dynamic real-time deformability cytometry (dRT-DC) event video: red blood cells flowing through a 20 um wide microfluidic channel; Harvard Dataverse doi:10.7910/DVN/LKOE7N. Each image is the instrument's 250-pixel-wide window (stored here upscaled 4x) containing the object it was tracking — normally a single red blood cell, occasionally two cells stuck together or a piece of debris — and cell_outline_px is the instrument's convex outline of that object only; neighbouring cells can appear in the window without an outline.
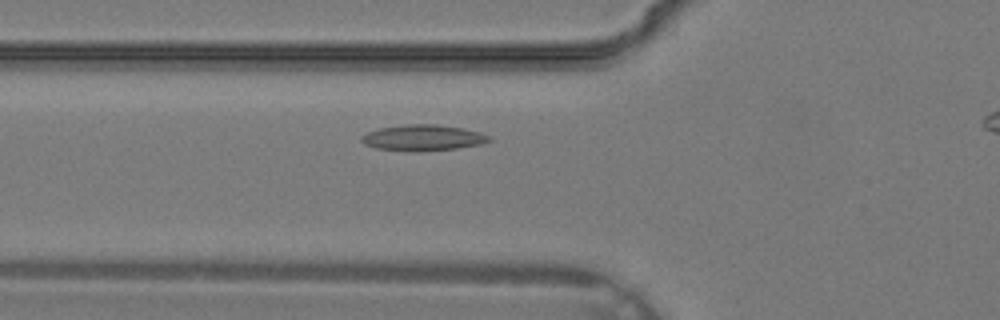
{"species": "common noctule bat (a hibernating species)", "species_latin": "Nyctalus noctula", "temperature_condition": "warm", "stored_images_in_passage": 24, "camera_frame_rate_fps": 3000, "um_per_image_px": 0.085, "animal": {"sex": "male", "body_mass_g": 19.2, "forearm_length_mm": 51.8}, "frame": {"image": 1, "passage_image": 5, "time_ms": 1.333, "image_size_px": [1000, 320], "cell_outline_px": [[492, 140], [480, 144], [456, 148], [416, 152], [412, 152], [376, 148], [364, 144], [360, 140], [360, 136], [368, 132], [380, 128], [404, 124], [436, 124], [464, 128], [480, 132], [492, 136]], "centroid_in_image_um": [35.95, 11.71], "position_along_channel_um": 89.8, "area_um2": 19.48}}
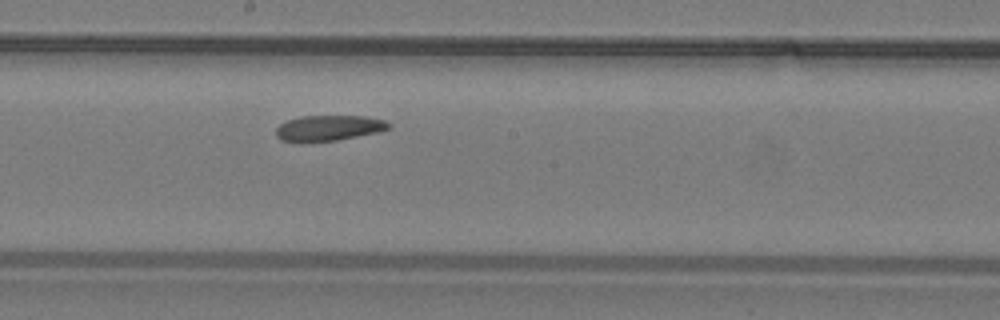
{"frame": {"image": 2, "passage_image": 12, "time_ms": 3.667, "image_size_px": [1000, 320], "cell_outline_px": [[392, 124], [388, 128], [380, 132], [336, 140], [300, 144], [280, 140], [276, 136], [276, 128], [280, 124], [288, 120], [300, 116], [364, 116], [384, 120]], "centroid_in_image_um": [27.89, 10.91], "position_along_channel_um": 220.3, "area_um2": 17.17}}
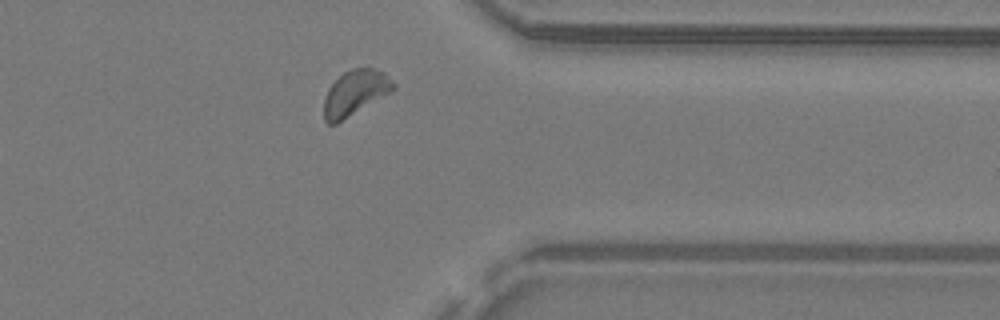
{"frame": {"image": 3, "passage_image": 21, "time_ms": 6.667, "image_size_px": [1000, 320], "cell_outline_px": [[396, 88], [336, 124], [328, 124], [324, 120], [324, 100], [328, 88], [344, 72], [352, 68], [368, 64], [384, 72], [396, 84]], "centroid_in_image_um": [30.2, 7.83], "position_along_channel_um": 381.2, "area_um2": 18.38}}